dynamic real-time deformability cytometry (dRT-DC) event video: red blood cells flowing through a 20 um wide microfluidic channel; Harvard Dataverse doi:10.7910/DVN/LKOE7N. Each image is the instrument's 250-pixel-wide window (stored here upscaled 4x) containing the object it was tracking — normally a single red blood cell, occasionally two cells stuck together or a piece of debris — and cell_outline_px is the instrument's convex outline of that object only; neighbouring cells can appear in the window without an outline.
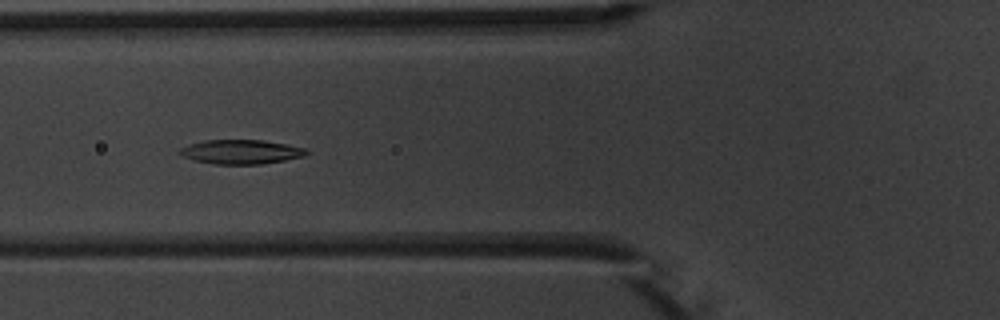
{"species": "common noctule bat (a hibernating species)", "species_latin": "Nyctalus noctula", "temperature_condition": "warm", "stored_images_in_passage": 6, "camera_frame_rate_fps": 3000, "um_per_image_px": 0.085, "animal": {"sex": "male", "body_mass_g": 20.1, "forearm_length_mm": 53.5}, "frame": {"image": 1, "passage_image": 6, "time_ms": 5.667, "image_size_px": [1000, 320], "cell_outline_px": [[308, 152], [304, 156], [284, 160], [260, 164], [212, 164], [192, 160], [176, 152], [180, 148], [188, 144], [204, 140], [264, 140], [308, 148]], "centroid_in_image_um": [20.46, 12.9], "position_along_channel_um": 105.3, "area_um2": 18.03}}